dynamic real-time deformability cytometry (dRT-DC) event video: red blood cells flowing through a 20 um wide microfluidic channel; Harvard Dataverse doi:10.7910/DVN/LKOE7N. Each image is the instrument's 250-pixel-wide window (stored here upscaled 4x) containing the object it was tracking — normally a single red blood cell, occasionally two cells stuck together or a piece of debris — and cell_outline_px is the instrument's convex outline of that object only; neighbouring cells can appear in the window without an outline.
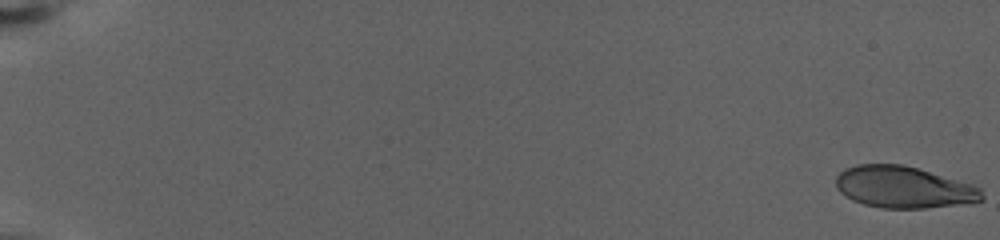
{"species": "human", "species_latin": "Homo sapiens", "temperature_condition": "warm", "stored_images_in_passage": 77, "camera_frame_rate_fps": 3000, "um_per_image_px": 0.085, "donor": {"sex": "female"}, "frame": {"image": 1, "passage_image": 1, "time_ms": 0.0, "image_size_px": [1000, 240], "cell_outline_px": [[984, 200], [924, 208], [880, 208], [864, 204], [852, 200], [840, 192], [836, 188], [836, 176], [844, 168], [856, 164], [904, 164], [972, 184], [980, 188], [984, 196]], "centroid_in_image_um": [76.76, 15.9], "position_along_channel_um": 8.2, "area_um2": 35.37}}
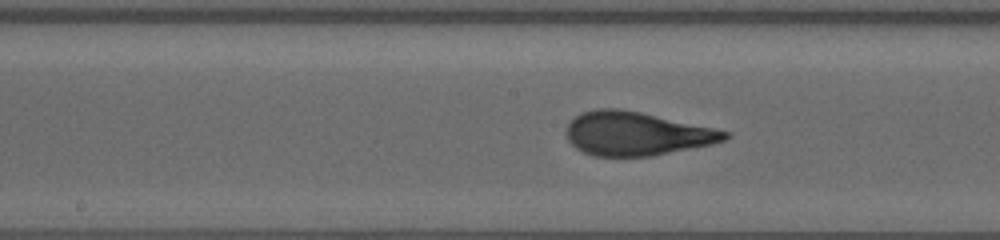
{"frame": {"image": 2, "passage_image": 43, "time_ms": 14.0, "image_size_px": [1000, 240], "cell_outline_px": [[732, 136], [724, 140], [712, 144], [652, 156], [592, 156], [576, 148], [568, 140], [564, 132], [568, 124], [580, 112], [596, 108], [620, 108], [640, 112], [732, 132]], "centroid_in_image_um": [54.08, 11.36], "position_along_channel_um": 194.1, "area_um2": 40.4}}
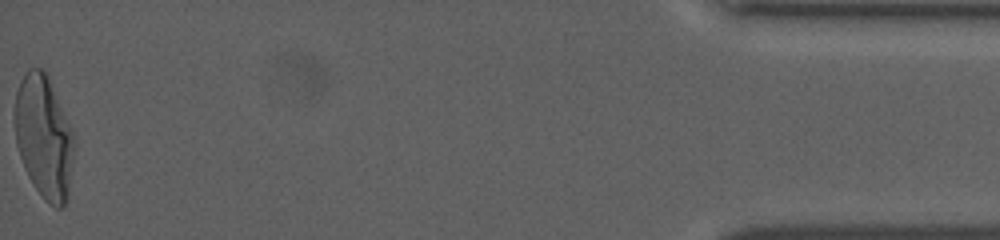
{"frame": {"image": 3, "passage_image": 77, "time_ms": 25.333, "image_size_px": [1000, 240], "cell_outline_px": [[76, 140], [68, 196], [64, 204], [60, 208], [56, 208], [48, 204], [44, 200], [32, 184], [24, 168], [16, 144], [12, 116], [16, 92], [20, 80], [28, 68], [44, 68], [48, 76], [72, 128]], "centroid_in_image_um": [3.72, 11.63], "position_along_channel_um": 431.5, "area_um2": 43.52}, "authors_computed_cell_mechanics": {"area_um2": 38.726, "velocity_mm_per_s": 2.8255, "shape_relaxation_time_tau1_ms": 7.3157, "shape_relaxation_time_tau2_ms": null, "deformation_change_tau1": 0.2671, "deformation_change_tau2": null}}